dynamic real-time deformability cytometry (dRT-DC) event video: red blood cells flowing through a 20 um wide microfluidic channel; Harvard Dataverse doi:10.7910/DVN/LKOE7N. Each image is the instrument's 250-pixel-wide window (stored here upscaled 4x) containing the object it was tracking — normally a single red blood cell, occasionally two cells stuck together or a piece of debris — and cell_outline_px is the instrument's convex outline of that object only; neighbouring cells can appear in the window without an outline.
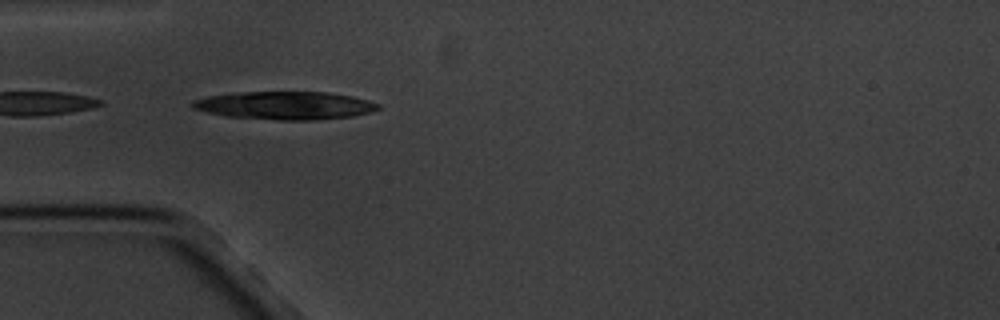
{"species": "common noctule bat (a hibernating species)", "species_latin": "Nyctalus noctula", "temperature_condition": "cold", "stored_images_in_passage": 6, "camera_frame_rate_fps": 3000, "um_per_image_px": 0.085, "animal": {"sex": "male", "body_mass_g": 20.1, "forearm_length_mm": 53.5}, "frame": {"image": 1, "passage_image": 4, "time_ms": 3.667, "image_size_px": [1000, 320], "cell_outline_px": [[380, 108], [372, 112], [352, 116], [316, 120], [280, 120], [228, 116], [208, 112], [192, 108], [192, 100], [208, 96], [240, 92], [328, 92], [352, 96], [368, 100], [380, 104]], "centroid_in_image_um": [24.27, 8.96], "position_along_channel_um": 60.7, "area_um2": 30.23}}
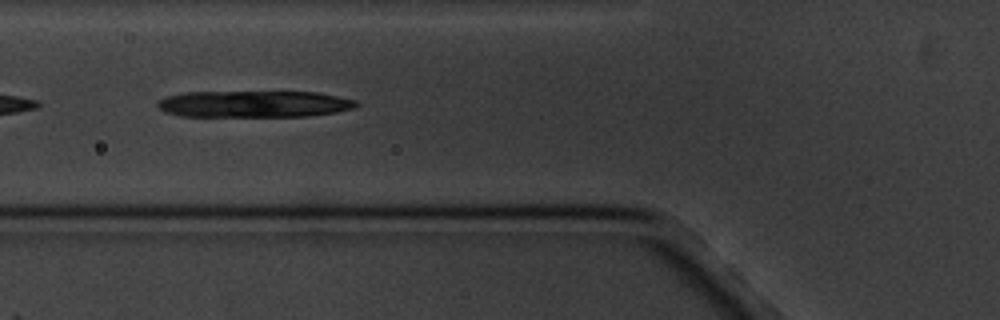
{"frame": {"image": 2, "passage_image": 5, "time_ms": 5.0, "image_size_px": [1000, 320], "cell_outline_px": [[356, 108], [336, 112], [308, 116], [180, 116], [164, 112], [156, 108], [156, 104], [164, 96], [184, 92], [320, 92], [356, 100]], "centroid_in_image_um": [21.55, 8.84], "position_along_channel_um": 104.2, "area_um2": 31.04}}